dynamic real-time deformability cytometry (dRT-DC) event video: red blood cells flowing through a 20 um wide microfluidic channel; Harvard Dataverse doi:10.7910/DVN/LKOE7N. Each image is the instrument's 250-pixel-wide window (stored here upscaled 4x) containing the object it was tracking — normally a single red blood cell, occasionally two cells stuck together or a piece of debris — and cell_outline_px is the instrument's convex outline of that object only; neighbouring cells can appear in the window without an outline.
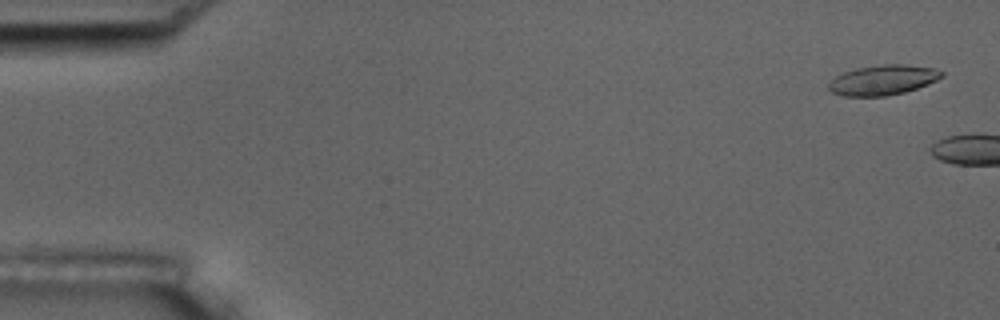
{"species": "common noctule bat (a hibernating species)", "species_latin": "Nyctalus noctula", "temperature_condition": "room temperature", "stored_images_in_passage": 5, "camera_frame_rate_fps": 3000, "um_per_image_px": 0.085, "animal": {"sex": "male", "body_mass_g": 17.5, "forearm_length_mm": 52.3}, "frame": {"image": 1, "passage_image": 2, "time_ms": 0.333, "image_size_px": [1000, 320], "cell_outline_px": [[944, 76], [928, 84], [904, 92], [884, 96], [844, 96], [832, 92], [828, 88], [828, 84], [836, 76], [844, 72], [856, 68], [880, 64], [904, 64], [932, 68], [944, 72]], "centroid_in_image_um": [75.04, 6.79], "position_along_channel_um": 10.0, "area_um2": 19.65}}